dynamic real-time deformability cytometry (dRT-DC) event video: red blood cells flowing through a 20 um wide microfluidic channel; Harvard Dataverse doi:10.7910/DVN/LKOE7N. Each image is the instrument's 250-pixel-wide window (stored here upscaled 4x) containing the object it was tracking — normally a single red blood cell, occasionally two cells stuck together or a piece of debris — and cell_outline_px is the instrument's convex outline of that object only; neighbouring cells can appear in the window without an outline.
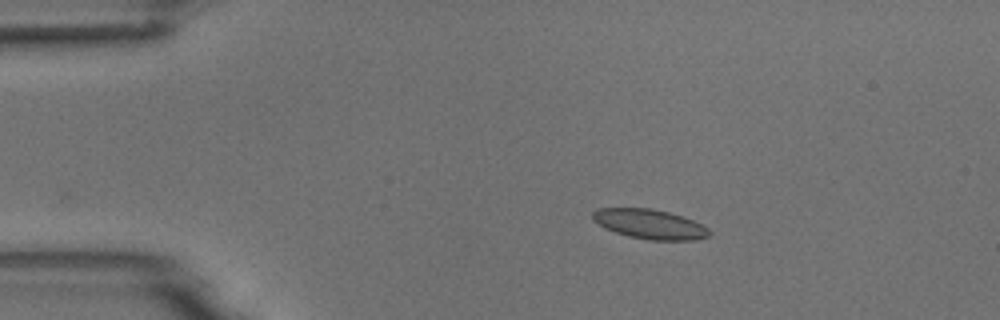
{"species": "common noctule bat (a hibernating species)", "species_latin": "Nyctalus noctula", "temperature_condition": "room temperature", "stored_images_in_passage": 3, "camera_frame_rate_fps": 3000, "um_per_image_px": 0.085, "animal": {"sex": "male", "body_mass_g": 18.8}, "frame": {"image": 1, "passage_image": 3, "time_ms": 3.333, "image_size_px": [1000, 320], "cell_outline_px": [[712, 232], [708, 236], [692, 240], [648, 240], [628, 236], [604, 228], [592, 220], [592, 212], [596, 208], [652, 208], [684, 216], [708, 228]], "centroid_in_image_um": [55.2, 19.04], "position_along_channel_um": 29.8, "area_um2": 20.23}}